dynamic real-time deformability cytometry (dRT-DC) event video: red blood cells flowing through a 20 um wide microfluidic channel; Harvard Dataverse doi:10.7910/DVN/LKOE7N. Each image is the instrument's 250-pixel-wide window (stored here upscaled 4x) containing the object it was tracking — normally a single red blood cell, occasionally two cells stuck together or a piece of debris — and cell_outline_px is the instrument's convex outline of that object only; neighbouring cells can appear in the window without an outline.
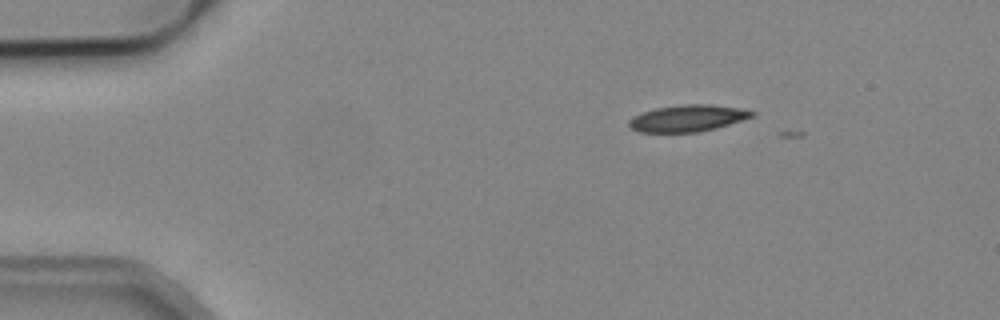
{"species": "common noctule bat (a hibernating species)", "species_latin": "Nyctalus noctula", "temperature_condition": "cold", "stored_images_in_passage": 3, "camera_frame_rate_fps": 3000, "um_per_image_px": 0.085, "animal": {"sex": "male", "body_mass_g": 19.2, "forearm_length_mm": 51.8}, "frame": {"image": 1, "passage_image": 1, "time_ms": 0.0, "image_size_px": [1000, 320], "cell_outline_px": [[756, 116], [744, 120], [716, 128], [696, 132], [640, 132], [632, 128], [628, 124], [628, 120], [644, 112], [656, 108], [680, 104], [712, 104], [740, 108], [756, 112]], "centroid_in_image_um": [58.52, 10.04], "position_along_channel_um": 26.5, "area_um2": 19.13}}